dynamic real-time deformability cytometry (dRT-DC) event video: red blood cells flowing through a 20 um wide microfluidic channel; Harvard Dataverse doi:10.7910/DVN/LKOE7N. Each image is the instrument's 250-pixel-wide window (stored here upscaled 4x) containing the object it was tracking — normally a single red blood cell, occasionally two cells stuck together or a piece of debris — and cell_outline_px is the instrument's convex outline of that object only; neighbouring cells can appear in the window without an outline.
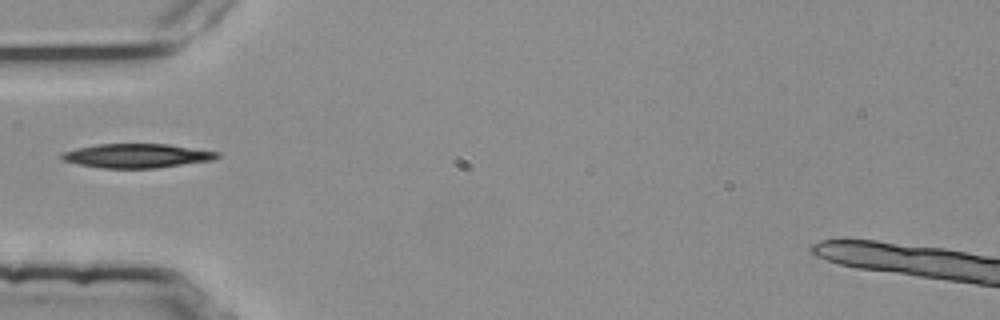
{"species": "common noctule bat (a hibernating species)", "species_latin": "Nyctalus noctula", "temperature_condition": "room temperature", "stored_images_in_passage": 37, "camera_frame_rate_fps": 3000, "um_per_image_px": 0.085, "animal": {"sex": "female", "body_mass_g": 25.1}, "frame": {"image": 1, "passage_image": 1, "time_ms": 0.0, "image_size_px": [1000, 320], "cell_outline_px": [[220, 156], [216, 160], [156, 168], [100, 168], [80, 164], [64, 160], [60, 156], [64, 152], [76, 148], [96, 144], [168, 144], [220, 152]], "centroid_in_image_um": [11.7, 13.24], "position_along_channel_um": 73.3, "area_um2": 21.85}}
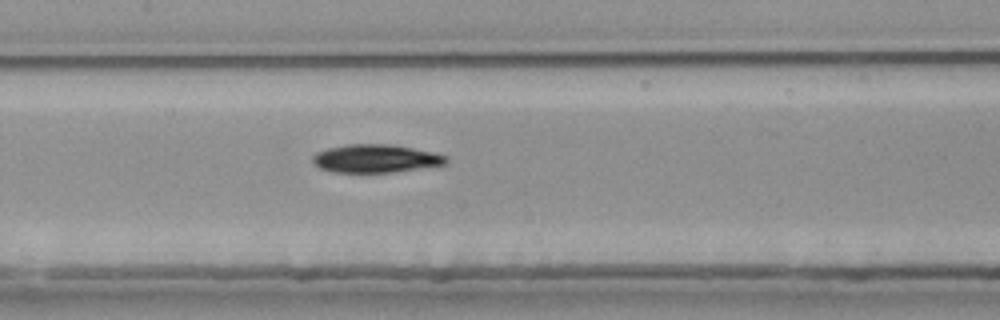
{"frame": {"image": 2, "passage_image": 9, "time_ms": 2.667, "image_size_px": [1000, 320], "cell_outline_px": [[448, 164], [392, 172], [336, 172], [320, 168], [312, 160], [312, 156], [316, 152], [328, 148], [348, 144], [388, 144], [436, 152], [448, 156]], "centroid_in_image_um": [31.97, 13.47], "position_along_channel_um": 175.4, "area_um2": 21.85}}
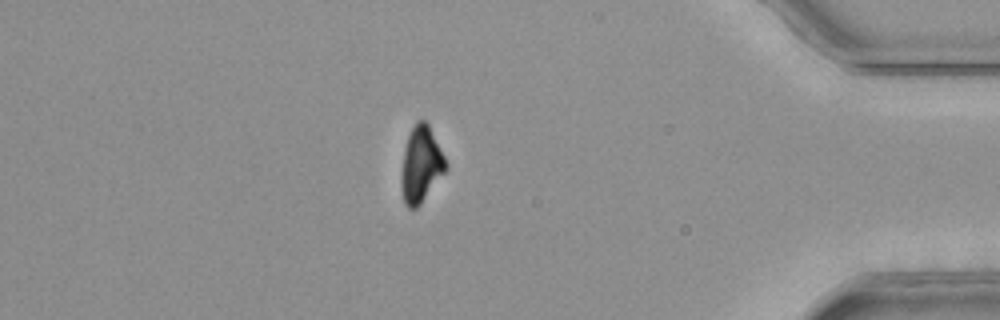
{"frame": {"image": 3, "passage_image": 30, "time_ms": 9.667, "image_size_px": [1000, 320], "cell_outline_px": [[448, 168], [420, 204], [416, 208], [408, 208], [404, 204], [404, 148], [408, 136], [416, 120], [424, 120], [428, 124], [448, 164]], "centroid_in_image_um": [35.84, 13.95], "position_along_channel_um": 399.4, "area_um2": 18.79}}